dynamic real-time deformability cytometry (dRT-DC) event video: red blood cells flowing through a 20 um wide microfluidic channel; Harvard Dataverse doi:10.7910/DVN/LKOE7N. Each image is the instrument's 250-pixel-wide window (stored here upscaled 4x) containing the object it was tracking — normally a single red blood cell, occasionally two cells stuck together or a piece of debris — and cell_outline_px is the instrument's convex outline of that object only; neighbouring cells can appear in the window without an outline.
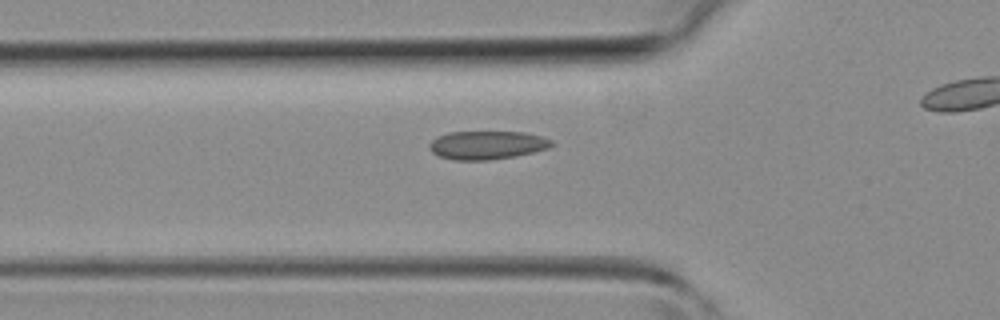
{"species": "common noctule bat (a hibernating species)", "species_latin": "Nyctalus noctula", "temperature_condition": "room temperature", "stored_images_in_passage": 33, "camera_frame_rate_fps": 3000, "um_per_image_px": 0.085, "animal": {"sex": "female", "body_mass_g": 19.3, "forearm_length_mm": 54.1}, "frame": {"image": 1, "passage_image": 13, "time_ms": 4.0, "image_size_px": [1000, 320], "cell_outline_px": [[556, 144], [548, 148], [516, 156], [488, 160], [452, 160], [440, 156], [432, 152], [428, 148], [428, 144], [432, 140], [448, 132], [524, 132], [540, 136], [552, 140]], "centroid_in_image_um": [41.4, 12.33], "position_along_channel_um": 84.4, "area_um2": 20.23}}
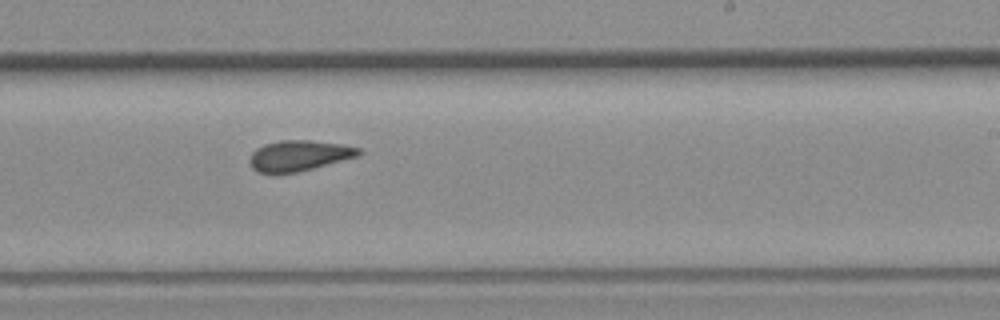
{"frame": {"image": 2, "passage_image": 24, "time_ms": 7.667, "image_size_px": [1000, 320], "cell_outline_px": [[364, 152], [356, 156], [312, 168], [296, 172], [256, 172], [252, 168], [248, 160], [252, 152], [256, 148], [264, 144], [280, 140], [312, 140], [340, 144], [360, 148]], "centroid_in_image_um": [25.38, 13.21], "position_along_channel_um": 263.6, "area_um2": 19.19}}
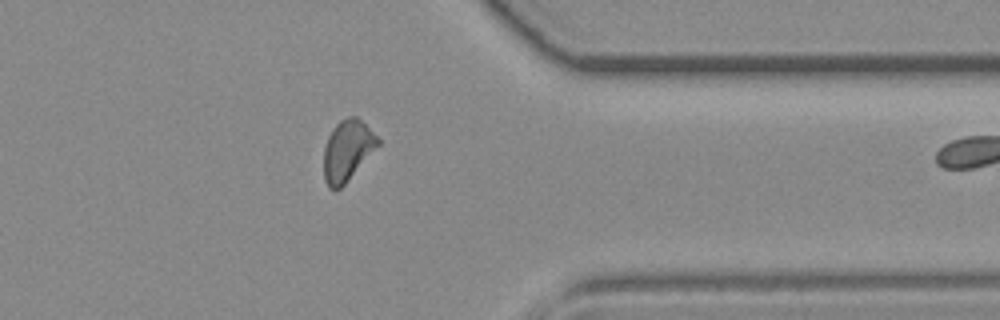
{"frame": {"image": 3, "passage_image": 32, "time_ms": 10.333, "image_size_px": [1000, 320], "cell_outline_px": [[380, 144], [344, 184], [336, 192], [328, 188], [324, 180], [324, 148], [328, 136], [332, 128], [340, 120], [348, 116], [356, 116], [380, 140]], "centroid_in_image_um": [29.49, 12.81], "position_along_channel_um": 381.9, "area_um2": 19.02}}